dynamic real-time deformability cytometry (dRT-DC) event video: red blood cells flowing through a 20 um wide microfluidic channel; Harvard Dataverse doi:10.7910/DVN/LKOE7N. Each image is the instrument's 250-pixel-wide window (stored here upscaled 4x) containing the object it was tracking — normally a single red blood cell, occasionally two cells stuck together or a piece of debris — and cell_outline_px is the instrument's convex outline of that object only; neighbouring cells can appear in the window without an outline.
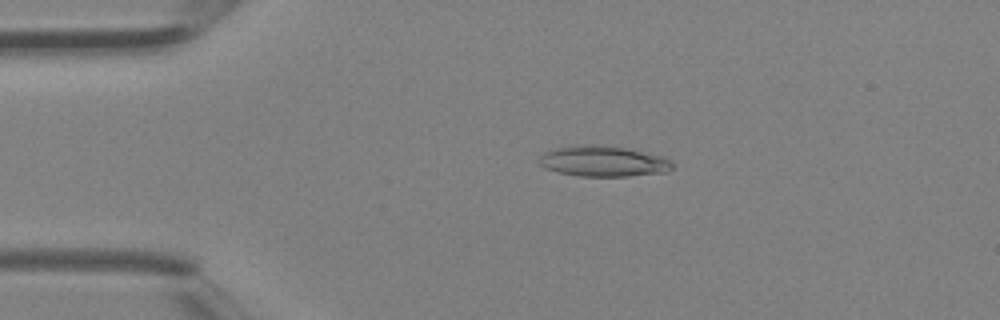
{"species": "Egyptian fruit bat (a non-hibernating species)", "species_latin": "Rousettus aegyptiacus", "temperature_condition": "room temperature", "stored_images_in_passage": 37, "camera_frame_rate_fps": 3000, "um_per_image_px": 0.085, "animal": {"sex": "female"}, "frame": {"image": 1, "passage_image": 5, "time_ms": 1.333, "image_size_px": [1000, 320], "cell_outline_px": [[672, 168], [668, 172], [628, 176], [580, 176], [556, 172], [544, 168], [540, 164], [540, 156], [544, 152], [556, 148], [576, 144], [600, 144], [628, 148], [664, 156], [672, 160]], "centroid_in_image_um": [51.3, 13.69], "position_along_channel_um": 33.7, "area_um2": 24.22}}
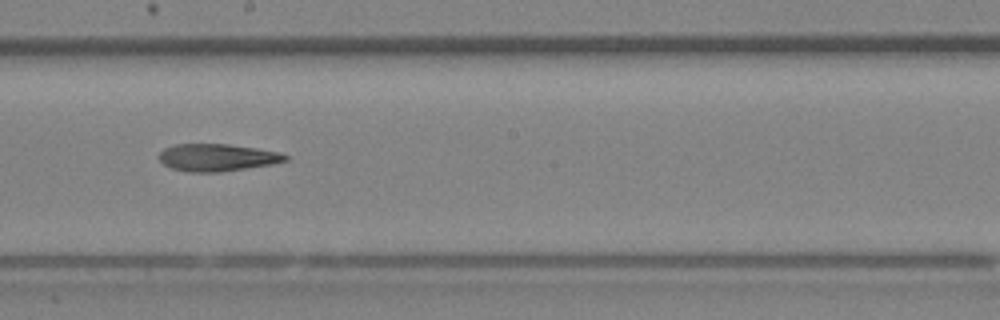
{"frame": {"image": 2, "passage_image": 19, "time_ms": 6.0, "image_size_px": [1000, 320], "cell_outline_px": [[288, 160], [272, 164], [220, 172], [188, 172], [172, 168], [164, 164], [160, 160], [160, 152], [164, 148], [176, 144], [228, 144], [256, 148], [276, 152], [288, 156]], "centroid_in_image_um": [18.44, 13.39], "position_along_channel_um": 229.8, "area_um2": 19.88}}
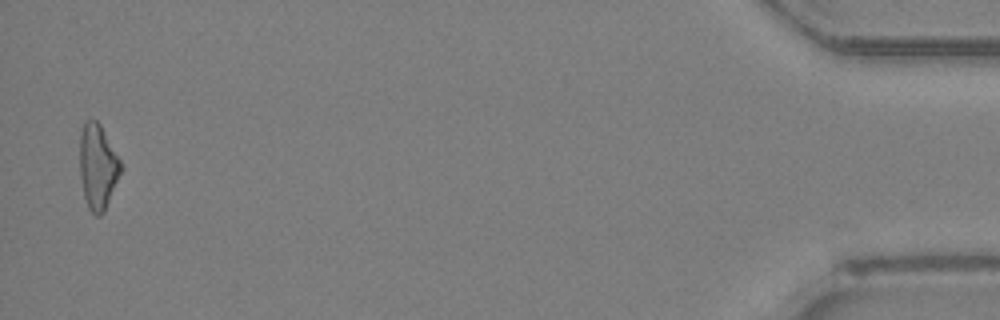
{"frame": {"image": 3, "passage_image": 36, "time_ms": 11.667, "image_size_px": [1000, 320], "cell_outline_px": [[124, 168], [104, 212], [100, 216], [96, 216], [88, 208], [84, 196], [80, 176], [80, 132], [84, 120], [96, 120], [100, 124], [120, 160]], "centroid_in_image_um": [8.32, 14.18], "position_along_channel_um": 426.9, "area_um2": 20.52}}